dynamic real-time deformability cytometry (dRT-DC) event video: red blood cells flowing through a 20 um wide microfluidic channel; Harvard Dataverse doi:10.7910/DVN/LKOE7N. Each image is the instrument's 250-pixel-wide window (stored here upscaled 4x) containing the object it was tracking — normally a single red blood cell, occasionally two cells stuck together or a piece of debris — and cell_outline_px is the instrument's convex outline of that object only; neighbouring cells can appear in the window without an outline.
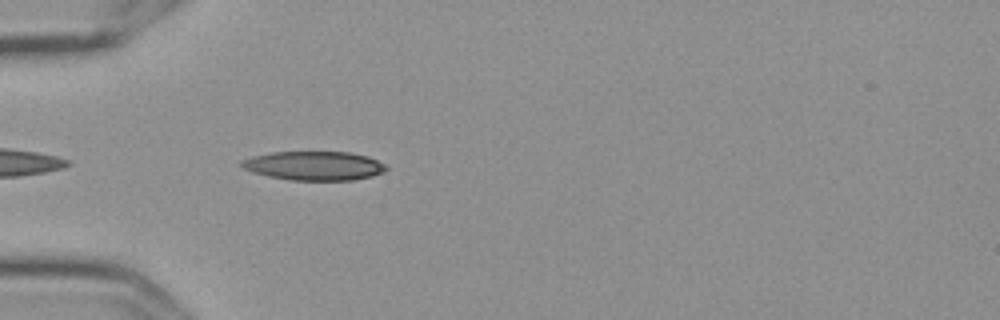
{"species": "Egyptian fruit bat (a non-hibernating species)", "species_latin": "Rousettus aegyptiacus", "temperature_condition": "cold", "stored_images_in_passage": 42, "camera_frame_rate_fps": 3000, "um_per_image_px": 0.085, "frame": {"image": 1, "passage_image": 3, "time_ms": 0.667, "image_size_px": [1000, 320], "cell_outline_px": [[388, 168], [384, 172], [372, 176], [352, 180], [292, 180], [268, 176], [252, 172], [244, 168], [240, 164], [240, 160], [252, 156], [272, 152], [348, 152], [368, 156], [384, 164]], "centroid_in_image_um": [26.69, 14.09], "position_along_channel_um": 58.3, "area_um2": 24.39}}
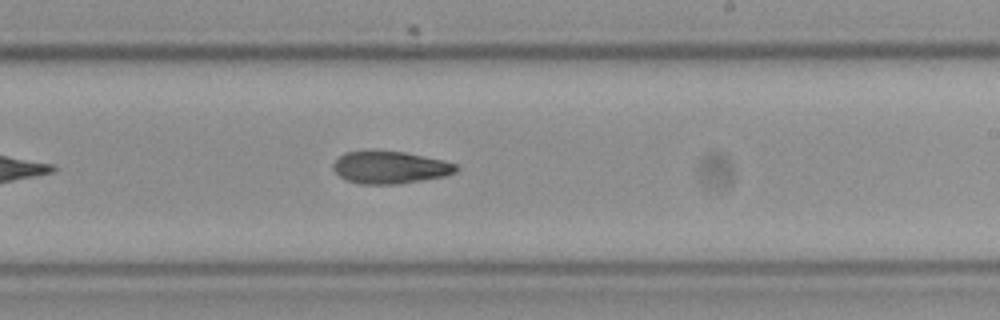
{"frame": {"image": 2, "passage_image": 20, "time_ms": 6.333, "image_size_px": [1000, 320], "cell_outline_px": [[460, 168], [456, 172], [444, 176], [400, 184], [360, 184], [344, 180], [332, 168], [332, 164], [344, 152], [404, 152], [444, 160], [456, 164]], "centroid_in_image_um": [33.17, 14.25], "position_along_channel_um": 255.8, "area_um2": 23.0}}
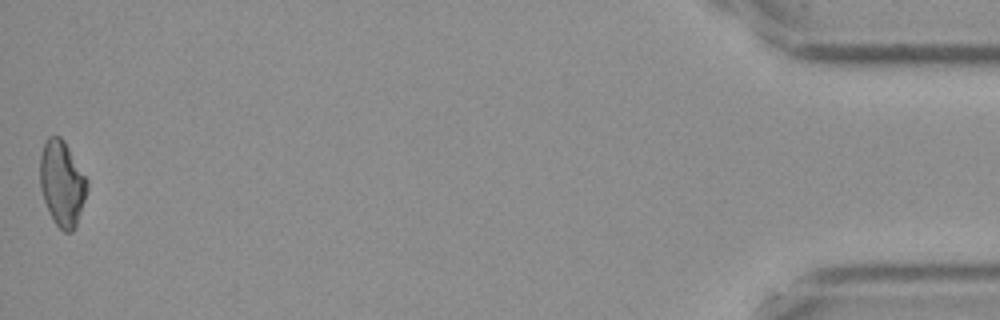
{"frame": {"image": 3, "passage_image": 42, "time_ms": 13.667, "image_size_px": [1000, 320], "cell_outline_px": [[88, 188], [76, 228], [72, 232], [64, 232], [52, 220], [44, 200], [40, 188], [40, 156], [44, 144], [48, 136], [60, 136], [64, 140], [88, 180]], "centroid_in_image_um": [5.28, 15.6], "position_along_channel_um": 429.9, "area_um2": 23.52}, "authors_computed_cell_mechanics": {"area_um2": 23.409, "velocity_mm_per_s": 3.5866, "shape_relaxation_time_tau1_ms": null, "shape_relaxation_time_tau2_ms": 6.206, "deformation_change_tau1": null, "deformation_change_tau2": 0.1453}}